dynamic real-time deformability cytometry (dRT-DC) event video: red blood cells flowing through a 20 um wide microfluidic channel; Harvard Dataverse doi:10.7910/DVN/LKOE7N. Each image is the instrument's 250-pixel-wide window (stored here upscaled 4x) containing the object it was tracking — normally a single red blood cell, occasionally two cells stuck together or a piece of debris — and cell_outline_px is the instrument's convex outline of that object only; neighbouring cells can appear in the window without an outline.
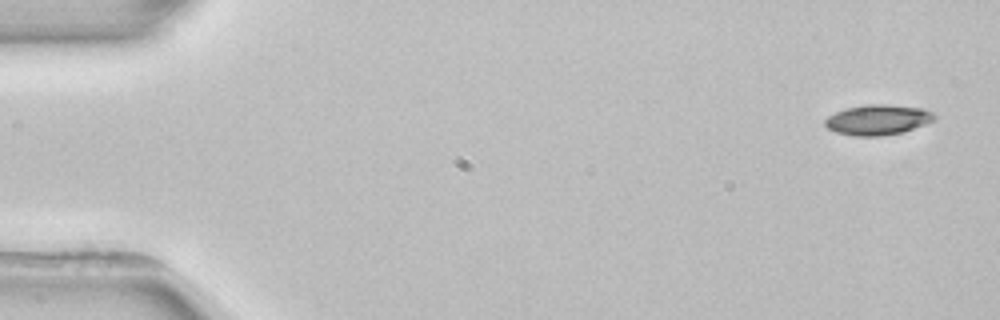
{"species": "common noctule bat (a hibernating species)", "species_latin": "Nyctalus noctula", "temperature_condition": "room temperature", "stored_images_in_passage": 4, "camera_frame_rate_fps": 3000, "um_per_image_px": 0.085, "animal": {"sex": "female", "body_mass_g": 22.7, "forearm_length_mm": 54.2}, "frame": {"image": 1, "passage_image": 1, "time_ms": 0.0, "image_size_px": [1000, 320], "cell_outline_px": [[936, 120], [904, 132], [880, 136], [852, 136], [836, 132], [828, 128], [824, 124], [824, 120], [828, 116], [836, 112], [848, 108], [868, 104], [884, 104], [924, 108], [932, 112], [936, 116]], "centroid_in_image_um": [74.64, 10.19], "position_along_channel_um": 10.4, "area_um2": 19.36}}
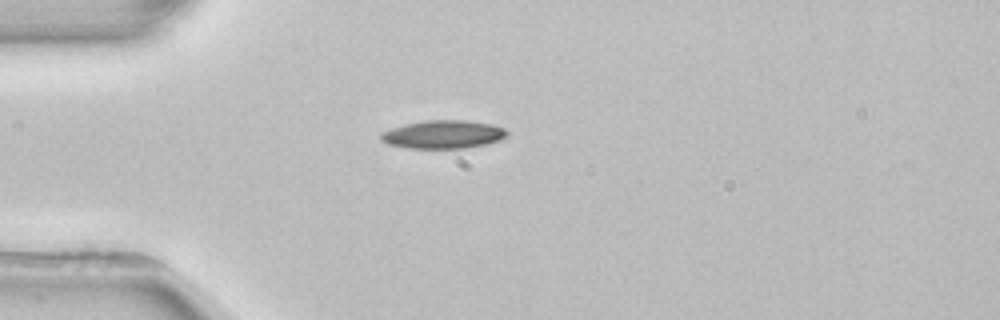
{"frame": {"image": 2, "passage_image": 4, "time_ms": 4.0, "image_size_px": [1000, 320], "cell_outline_px": [[508, 136], [500, 140], [484, 144], [464, 148], [408, 148], [388, 144], [380, 140], [380, 132], [404, 124], [424, 120], [468, 120], [492, 124], [504, 128], [508, 132]], "centroid_in_image_um": [37.66, 11.41], "position_along_channel_um": 47.3, "area_um2": 20.87}}